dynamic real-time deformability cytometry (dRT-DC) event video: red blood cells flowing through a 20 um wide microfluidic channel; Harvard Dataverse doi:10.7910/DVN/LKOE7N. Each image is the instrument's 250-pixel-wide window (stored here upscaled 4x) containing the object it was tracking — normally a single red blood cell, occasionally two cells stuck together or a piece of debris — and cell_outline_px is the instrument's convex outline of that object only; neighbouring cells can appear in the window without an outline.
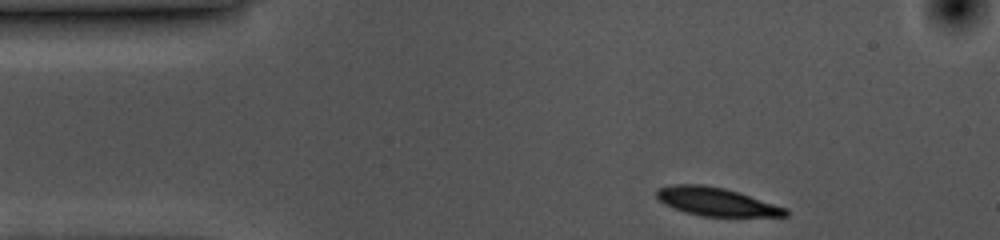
{"species": "common noctule bat (a hibernating species)", "species_latin": "Nyctalus noctula", "temperature_condition": "cold", "stored_images_in_passage": 38, "camera_frame_rate_fps": 3000, "um_per_image_px": 0.085, "animal": {"sex": "female", "body_mass_g": 10.0, "forearm_length_mm": 53.1}, "frame": {"image": 1, "passage_image": 1, "time_ms": 0.0, "image_size_px": [1000, 240], "cell_outline_px": [[788, 216], [700, 216], [684, 212], [664, 204], [656, 196], [656, 188], [672, 184], [704, 184], [724, 188], [788, 208]], "centroid_in_image_um": [60.84, 17.14], "position_along_channel_um": 24.2, "area_um2": 21.21}}
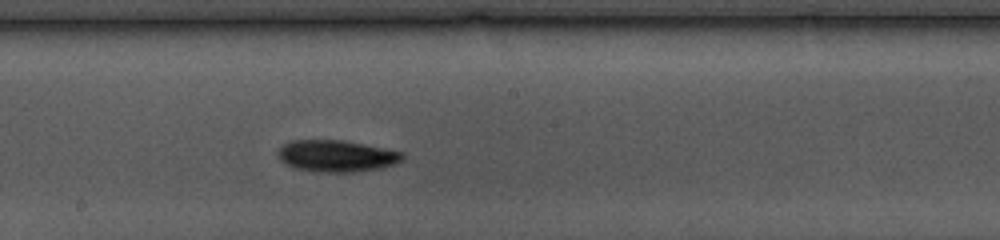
{"frame": {"image": 2, "passage_image": 22, "time_ms": 7.0, "image_size_px": [1000, 240], "cell_outline_px": [[404, 160], [396, 164], [380, 168], [352, 172], [316, 172], [296, 168], [280, 160], [276, 152], [284, 144], [292, 140], [344, 140], [404, 152]], "centroid_in_image_um": [28.63, 13.25], "position_along_channel_um": 219.6, "area_um2": 23.06}}
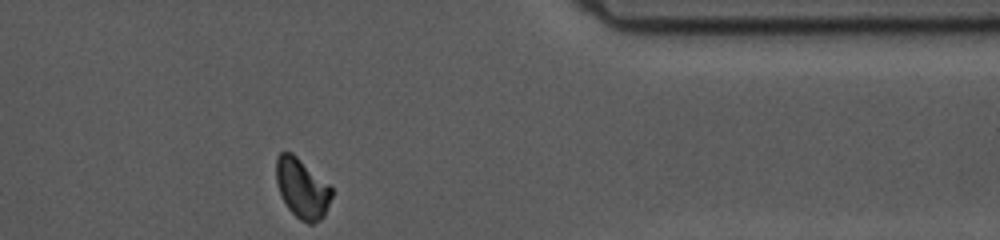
{"frame": {"image": 3, "passage_image": 38, "time_ms": 12.333, "image_size_px": [1000, 240], "cell_outline_px": [[332, 196], [324, 216], [320, 220], [312, 224], [308, 224], [300, 220], [288, 208], [280, 196], [276, 184], [276, 156], [280, 152], [292, 152], [328, 184], [332, 188]], "centroid_in_image_um": [25.65, 16.02], "position_along_channel_um": 385.7, "area_um2": 19.36}, "authors_computed_cell_mechanics": {"area_um2": 22.3108, "velocity_mm_per_s": 3.533, "shape_relaxation_time_tau1_ms": 2.7478, "shape_relaxation_time_tau2_ms": null, "deformation_change_tau1": 0.0798, "deformation_change_tau2": null}}